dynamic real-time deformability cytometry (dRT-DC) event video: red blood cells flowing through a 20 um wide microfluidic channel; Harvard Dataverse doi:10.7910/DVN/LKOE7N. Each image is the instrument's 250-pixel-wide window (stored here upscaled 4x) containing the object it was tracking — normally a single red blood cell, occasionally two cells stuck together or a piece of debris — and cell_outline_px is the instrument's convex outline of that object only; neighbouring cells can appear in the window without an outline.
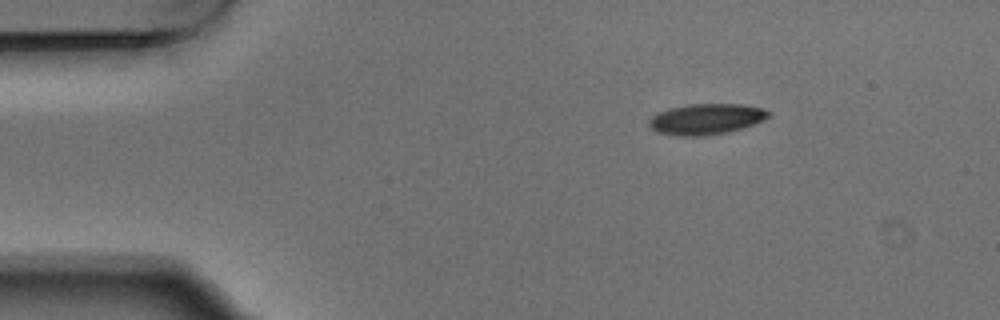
{"species": "Egyptian fruit bat (a non-hibernating species)", "species_latin": "Rousettus aegyptiacus", "temperature_condition": "warm", "stored_images_in_passage": 3, "camera_frame_rate_fps": 3000, "um_per_image_px": 0.085, "animal": {"sex": "male"}, "frame": {"image": 1, "passage_image": 1, "time_ms": 0.0, "image_size_px": [1000, 320], "cell_outline_px": [[768, 116], [764, 120], [728, 132], [704, 136], [680, 136], [656, 132], [648, 124], [648, 120], [652, 116], [660, 112], [672, 108], [688, 104], [740, 104], [764, 108], [768, 112]], "centroid_in_image_um": [60.0, 10.12], "position_along_channel_um": 25.0, "area_um2": 21.21}}